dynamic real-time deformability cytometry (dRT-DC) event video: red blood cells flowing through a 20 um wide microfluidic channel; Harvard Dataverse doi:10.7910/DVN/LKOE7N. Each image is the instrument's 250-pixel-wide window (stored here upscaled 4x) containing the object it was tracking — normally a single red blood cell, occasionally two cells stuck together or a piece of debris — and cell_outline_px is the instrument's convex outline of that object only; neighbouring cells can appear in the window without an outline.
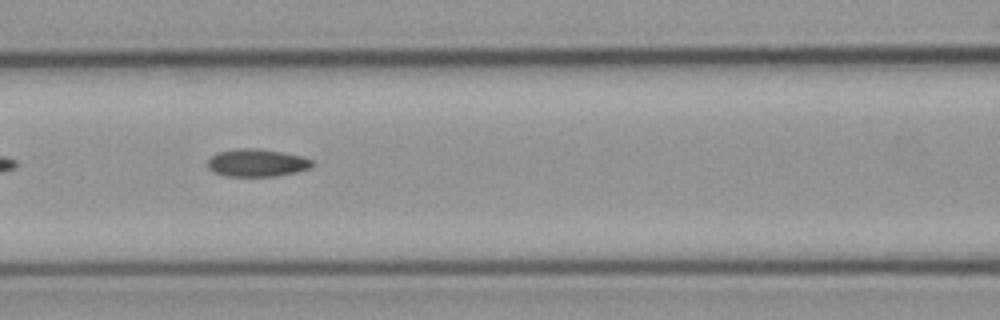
{"species": "common noctule bat (a hibernating species)", "species_latin": "Nyctalus noctula", "temperature_condition": "cold", "stored_images_in_passage": 9, "camera_frame_rate_fps": 3000, "um_per_image_px": 0.085, "animal": {"sex": "male", "body_mass_g": 23.1, "forearm_length_mm": 52.7}, "frame": {"image": 1, "passage_image": 6, "time_ms": 6.667, "image_size_px": [1000, 320], "cell_outline_px": [[316, 164], [312, 168], [296, 172], [276, 176], [224, 176], [212, 172], [208, 168], [208, 160], [216, 152], [236, 148], [256, 148], [280, 152], [300, 156], [312, 160]], "centroid_in_image_um": [21.82, 13.84], "position_along_channel_um": 144.8, "area_um2": 16.99}}
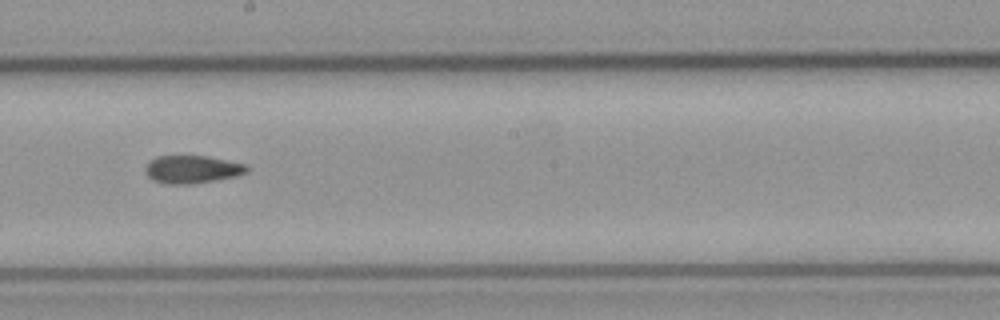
{"frame": {"image": 2, "passage_image": 8, "time_ms": 9.0, "image_size_px": [1000, 320], "cell_outline_px": [[248, 172], [236, 176], [192, 184], [164, 184], [152, 180], [144, 172], [144, 168], [156, 156], [208, 156], [244, 164], [248, 168]], "centroid_in_image_um": [16.3, 14.4], "position_along_channel_um": 231.9, "area_um2": 16.42}}
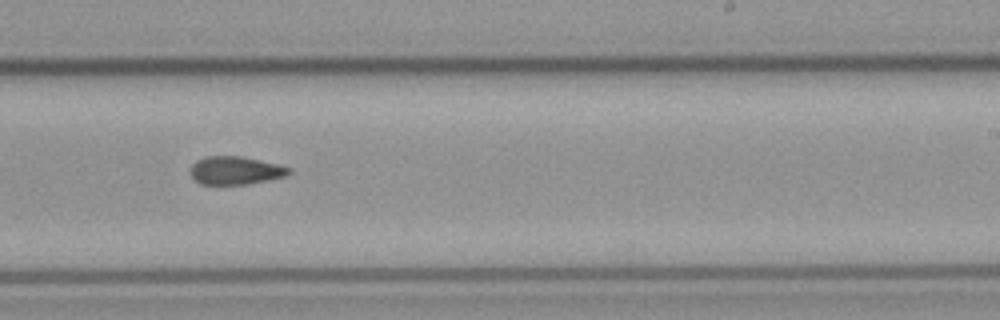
{"frame": {"image": 3, "passage_image": 9, "time_ms": 10.0, "image_size_px": [1000, 320], "cell_outline_px": [[292, 172], [284, 176], [268, 180], [248, 184], [200, 184], [192, 176], [192, 164], [196, 160], [208, 156], [240, 156], [260, 160], [292, 168]], "centroid_in_image_um": [20.03, 14.49], "position_along_channel_um": 269.0, "area_um2": 15.95}}